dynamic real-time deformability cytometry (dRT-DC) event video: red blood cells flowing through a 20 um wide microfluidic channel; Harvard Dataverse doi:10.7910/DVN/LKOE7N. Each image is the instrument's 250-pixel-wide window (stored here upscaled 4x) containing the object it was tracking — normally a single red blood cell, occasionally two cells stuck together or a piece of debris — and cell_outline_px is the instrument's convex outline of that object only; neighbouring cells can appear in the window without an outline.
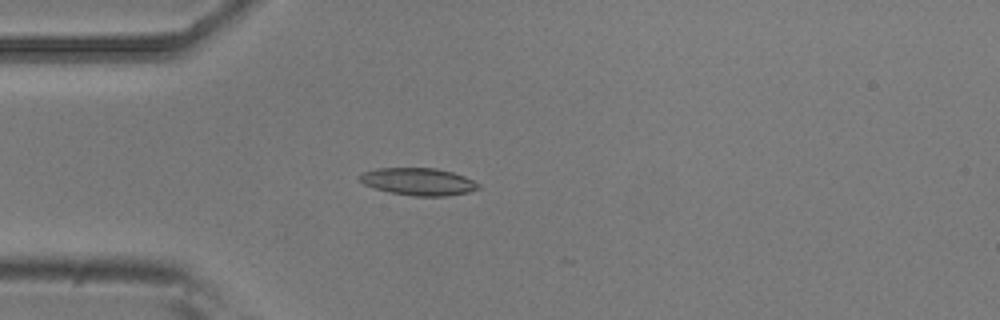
{"species": "common noctule bat (a hibernating species)", "species_latin": "Nyctalus noctula", "temperature_condition": "room temperature", "stored_images_in_passage": 4, "camera_frame_rate_fps": 3000, "um_per_image_px": 0.085, "animal": {"sex": "male", "body_mass_g": 20.5, "forearm_length_mm": 52.5}, "frame": {"image": 1, "passage_image": 4, "time_ms": 1.0, "image_size_px": [1000, 320], "cell_outline_px": [[480, 188], [468, 192], [448, 196], [416, 196], [388, 192], [364, 184], [360, 180], [360, 172], [376, 168], [436, 168], [452, 172], [464, 176], [480, 184]], "centroid_in_image_um": [35.56, 15.43], "position_along_channel_um": 49.4, "area_um2": 18.9}}